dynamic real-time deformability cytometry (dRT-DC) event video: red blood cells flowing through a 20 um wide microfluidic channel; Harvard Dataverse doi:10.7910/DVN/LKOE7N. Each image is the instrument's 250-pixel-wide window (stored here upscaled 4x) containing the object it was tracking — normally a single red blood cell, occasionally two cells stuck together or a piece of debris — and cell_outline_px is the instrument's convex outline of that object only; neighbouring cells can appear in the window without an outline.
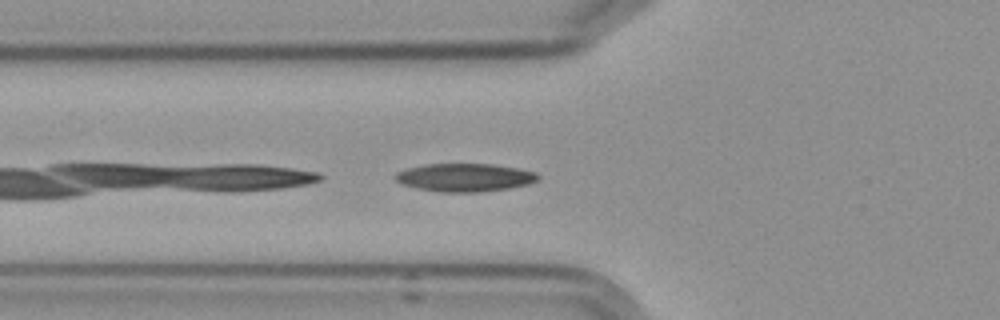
{"species": "Egyptian fruit bat (a non-hibernating species)", "species_latin": "Rousettus aegyptiacus", "temperature_condition": "cold", "stored_images_in_passage": 4, "camera_frame_rate_fps": 3000, "um_per_image_px": 0.085, "frame": {"image": 1, "passage_image": 4, "time_ms": 3.667, "image_size_px": [1000, 320], "cell_outline_px": [[540, 180], [528, 184], [508, 188], [480, 192], [440, 192], [420, 188], [404, 184], [396, 180], [392, 176], [396, 172], [408, 168], [424, 164], [492, 164], [520, 168], [536, 172], [540, 176]], "centroid_in_image_um": [39.55, 15.08], "position_along_channel_um": 86.3, "area_um2": 23.41}}